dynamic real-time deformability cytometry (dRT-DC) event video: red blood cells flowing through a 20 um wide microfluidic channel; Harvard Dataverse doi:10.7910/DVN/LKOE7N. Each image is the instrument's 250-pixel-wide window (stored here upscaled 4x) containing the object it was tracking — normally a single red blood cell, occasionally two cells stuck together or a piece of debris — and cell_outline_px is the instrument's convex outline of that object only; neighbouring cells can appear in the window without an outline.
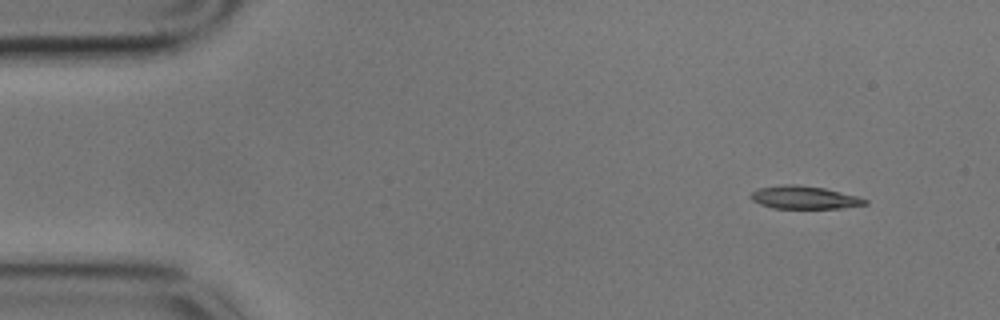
{"species": "common noctule bat (a hibernating species)", "species_latin": "Nyctalus noctula", "temperature_condition": "cold", "stored_images_in_passage": 30, "camera_frame_rate_fps": 3000, "um_per_image_px": 0.085, "animal": {"sex": "male", "body_mass_g": 17.9}, "frame": {"image": 1, "passage_image": 1, "time_ms": 0.0, "image_size_px": [1000, 320], "cell_outline_px": [[868, 204], [840, 208], [772, 208], [760, 204], [752, 200], [752, 192], [756, 188], [784, 184], [792, 184], [824, 188], [856, 196], [868, 200]], "centroid_in_image_um": [68.34, 16.78], "position_along_channel_um": 16.7, "area_um2": 15.09}}
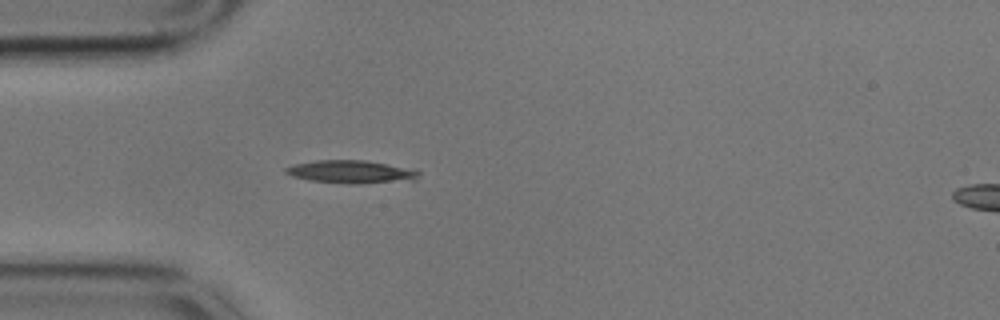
{"frame": {"image": 2, "passage_image": 12, "time_ms": 3.667, "image_size_px": [1000, 320], "cell_outline_px": [[420, 176], [416, 180], [360, 184], [348, 184], [308, 180], [292, 176], [284, 172], [284, 168], [292, 164], [316, 160], [364, 160], [416, 168], [420, 172]], "centroid_in_image_um": [29.89, 14.6], "position_along_channel_um": 55.1, "area_um2": 18.26}}
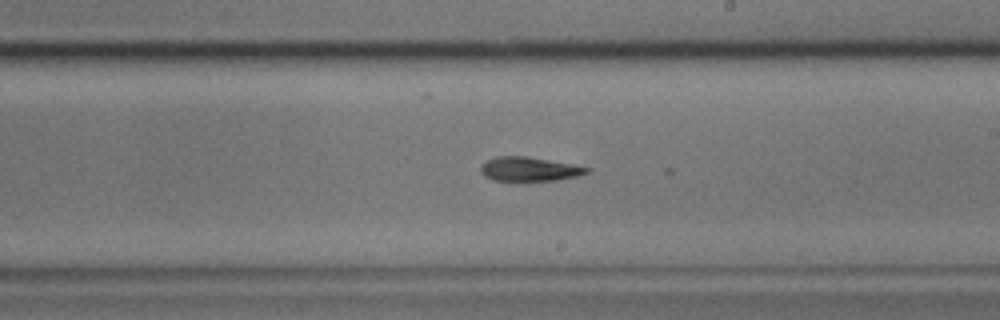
{"frame": {"image": 3, "passage_image": 29, "time_ms": 9.333, "image_size_px": [1000, 320], "cell_outline_px": [[592, 172], [576, 176], [556, 180], [492, 180], [484, 176], [480, 172], [480, 164], [496, 156], [524, 156], [572, 164], [592, 168]], "centroid_in_image_um": [44.99, 14.37], "position_along_channel_um": 244.0, "area_um2": 14.85}}